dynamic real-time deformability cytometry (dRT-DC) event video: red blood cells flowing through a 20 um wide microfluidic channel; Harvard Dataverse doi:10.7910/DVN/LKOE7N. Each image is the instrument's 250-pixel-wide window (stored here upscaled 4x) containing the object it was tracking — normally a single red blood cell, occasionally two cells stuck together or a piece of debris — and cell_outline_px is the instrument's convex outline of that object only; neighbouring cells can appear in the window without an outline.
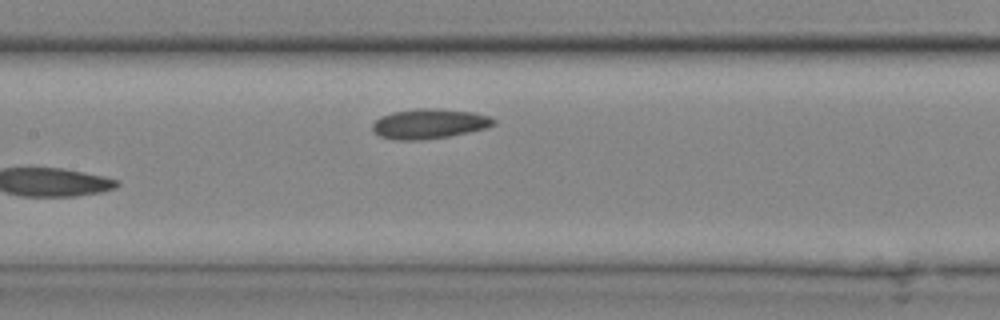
{"species": "common noctule bat (a hibernating species)", "species_latin": "Nyctalus noctula", "temperature_condition": "cold", "stored_images_in_passage": 11, "camera_frame_rate_fps": 3000, "um_per_image_px": 0.085, "animal": {"sex": "male", "body_mass_g": 20.4}, "frame": {"image": 1, "passage_image": 11, "time_ms": 3.333, "image_size_px": [1000, 320], "cell_outline_px": [[496, 124], [488, 128], [448, 136], [420, 140], [396, 140], [380, 136], [372, 128], [372, 124], [380, 116], [392, 112], [420, 108], [436, 108], [472, 112], [488, 116], [496, 120]], "centroid_in_image_um": [36.5, 10.51], "position_along_channel_um": 170.9, "area_um2": 21.04}}